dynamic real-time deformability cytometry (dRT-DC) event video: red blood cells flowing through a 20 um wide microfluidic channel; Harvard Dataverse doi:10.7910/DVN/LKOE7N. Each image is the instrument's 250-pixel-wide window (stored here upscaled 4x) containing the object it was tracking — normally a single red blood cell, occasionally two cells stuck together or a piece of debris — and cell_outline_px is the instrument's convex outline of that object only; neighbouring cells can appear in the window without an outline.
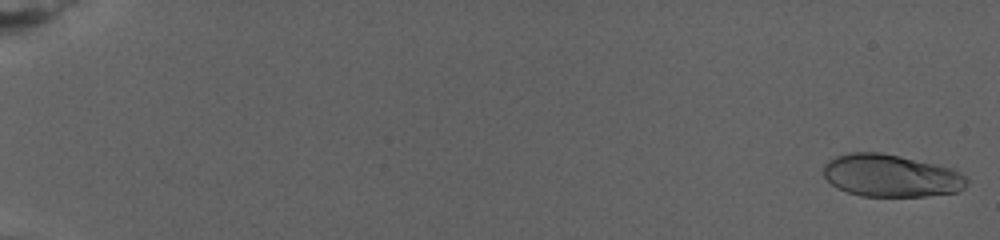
{"species": "human", "species_latin": "Homo sapiens", "temperature_condition": "warm", "stored_images_in_passage": 49, "camera_frame_rate_fps": 3000, "um_per_image_px": 0.085, "donor": {"sex": "female"}, "frame": {"image": 1, "passage_image": 2, "time_ms": 0.333, "image_size_px": [1000, 240], "cell_outline_px": [[968, 184], [964, 188], [956, 192], [928, 196], [860, 196], [836, 188], [824, 176], [824, 164], [828, 160], [836, 156], [848, 152], [880, 152], [900, 156], [952, 168], [960, 172], [968, 180]], "centroid_in_image_um": [75.72, 14.93], "position_along_channel_um": 9.3, "area_um2": 35.55}}
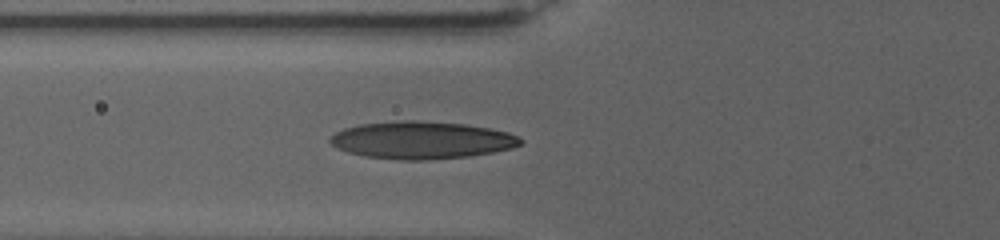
{"frame": {"image": 2, "passage_image": 31, "time_ms": 11.0, "image_size_px": [1000, 240], "cell_outline_px": [[524, 144], [512, 148], [492, 152], [468, 156], [424, 160], [400, 160], [364, 156], [348, 152], [332, 144], [328, 140], [336, 132], [344, 128], [360, 124], [404, 120], [416, 120], [464, 124], [488, 128], [508, 132], [520, 136], [524, 140]], "centroid_in_image_um": [35.88, 11.91], "position_along_channel_um": 89.9, "area_um2": 41.44}}
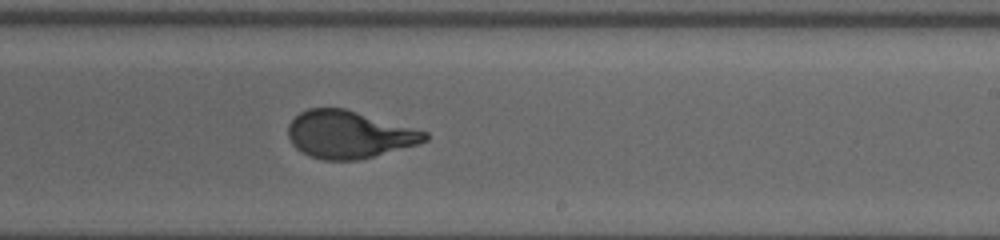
{"frame": {"image": 3, "passage_image": 49, "time_ms": 17.333, "image_size_px": [1000, 240], "cell_outline_px": [[428, 140], [416, 144], [372, 156], [356, 160], [324, 160], [308, 156], [300, 152], [292, 144], [288, 136], [288, 124], [300, 112], [308, 108], [344, 108], [428, 132]], "centroid_in_image_um": [29.61, 11.43], "position_along_channel_um": 259.4, "area_um2": 37.51}}